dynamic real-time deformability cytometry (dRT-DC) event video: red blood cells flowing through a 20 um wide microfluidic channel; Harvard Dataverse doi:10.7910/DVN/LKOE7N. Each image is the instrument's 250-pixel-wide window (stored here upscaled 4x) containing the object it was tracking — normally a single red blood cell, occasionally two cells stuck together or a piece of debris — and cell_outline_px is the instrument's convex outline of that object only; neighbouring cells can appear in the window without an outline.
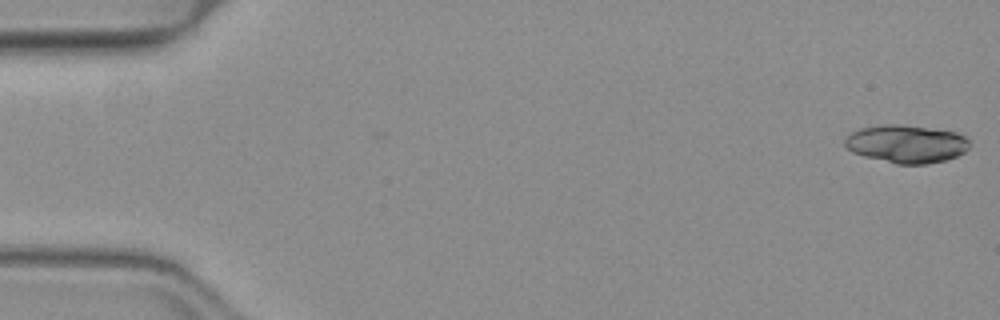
{"species": "common noctule bat (a hibernating species)", "species_latin": "Nyctalus noctula", "temperature_condition": "warm", "stored_images_in_passage": 2, "camera_frame_rate_fps": 3000, "um_per_image_px": 0.085, "animal": {"sex": "female", "body_mass_g": 19.3, "forearm_length_mm": 54.1}, "frame": {"image": 1, "passage_image": 2, "time_ms": 0.333, "image_size_px": [1000, 320], "cell_outline_px": [[972, 140], [968, 148], [964, 152], [948, 160], [928, 164], [896, 164], [864, 156], [852, 152], [844, 144], [844, 140], [852, 132], [860, 128], [880, 124], [904, 124], [956, 132], [968, 136]], "centroid_in_image_um": [77.09, 12.22], "position_along_channel_um": 7.9, "area_um2": 27.98}}